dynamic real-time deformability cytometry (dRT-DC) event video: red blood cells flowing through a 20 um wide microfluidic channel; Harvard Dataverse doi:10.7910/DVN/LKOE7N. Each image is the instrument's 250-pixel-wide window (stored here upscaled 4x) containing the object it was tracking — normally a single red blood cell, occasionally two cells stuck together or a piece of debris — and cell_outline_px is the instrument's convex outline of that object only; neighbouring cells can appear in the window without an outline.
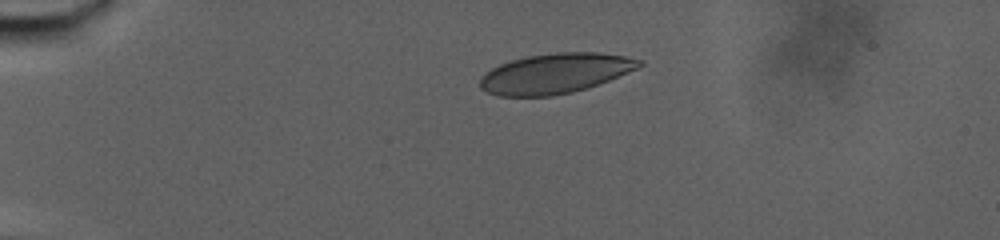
{"species": "human", "species_latin": "Homo sapiens", "temperature_condition": "warm", "stored_images_in_passage": 58, "camera_frame_rate_fps": 3000, "um_per_image_px": 0.085, "donor": {"sex": "male"}, "frame": {"image": 1, "passage_image": 1, "time_ms": 0.0, "image_size_px": [1000, 240], "cell_outline_px": [[644, 64], [636, 68], [608, 80], [572, 92], [552, 96], [496, 96], [480, 88], [480, 76], [484, 72], [500, 64], [512, 60], [528, 56], [556, 52], [596, 52], [624, 56], [644, 60]], "centroid_in_image_um": [47.15, 6.23], "position_along_channel_um": 37.9, "area_um2": 36.88}}
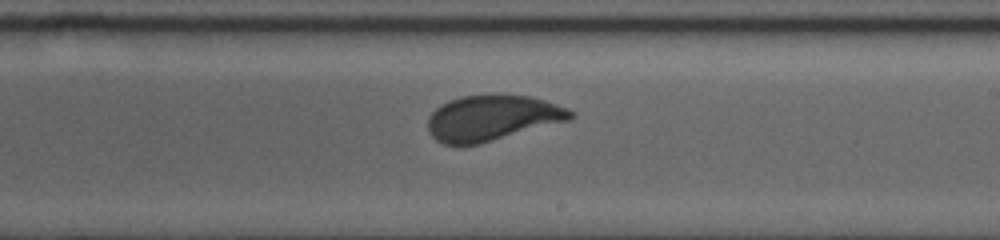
{"frame": {"image": 2, "passage_image": 30, "time_ms": 9.667, "image_size_px": [1000, 240], "cell_outline_px": [[576, 116], [568, 120], [480, 144], [444, 144], [436, 140], [432, 136], [428, 128], [428, 116], [436, 108], [448, 100], [460, 96], [532, 96], [568, 108], [576, 112]], "centroid_in_image_um": [41.84, 10.03], "position_along_channel_um": 247.2, "area_um2": 37.4}}
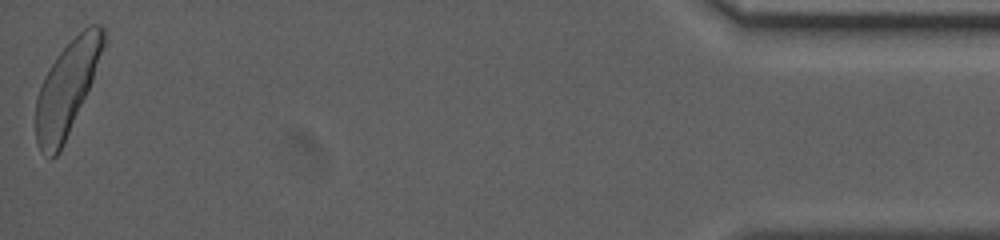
{"frame": {"image": 3, "passage_image": 58, "time_ms": 19.0, "image_size_px": [1000, 240], "cell_outline_px": [[108, 40], [92, 80], [60, 152], [52, 160], [40, 148], [36, 140], [36, 96], [44, 76], [56, 56], [88, 24], [100, 24], [104, 28]], "centroid_in_image_um": [5.71, 7.45], "position_along_channel_um": 429.5, "area_um2": 36.53}, "authors_computed_cell_mechanics": {"area_um2": 37.9168, "velocity_mm_per_s": 2.8126, "shape_relaxation_time_tau1_ms": 4.9857, "shape_relaxation_time_tau2_ms": null, "deformation_change_tau1": 0.1435, "deformation_change_tau2": null}}